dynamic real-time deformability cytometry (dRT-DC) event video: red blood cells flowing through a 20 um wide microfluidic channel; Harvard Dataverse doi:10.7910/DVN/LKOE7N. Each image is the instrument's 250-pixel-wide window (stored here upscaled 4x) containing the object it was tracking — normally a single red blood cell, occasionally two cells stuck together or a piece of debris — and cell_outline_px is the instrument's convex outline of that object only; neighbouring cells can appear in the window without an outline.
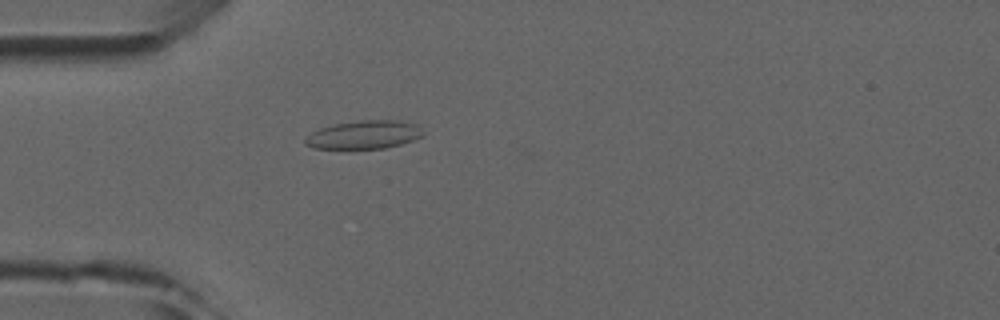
{"species": "common noctule bat (a hibernating species)", "species_latin": "Nyctalus noctula", "temperature_condition": "room temperature", "stored_images_in_passage": 2, "camera_frame_rate_fps": 3000, "um_per_image_px": 0.085, "animal": {"sex": "male", "forearm_length_mm": 52.5}, "frame": {"image": 1, "passage_image": 2, "time_ms": 1.0, "image_size_px": [1000, 320], "cell_outline_px": [[424, 136], [400, 144], [384, 148], [352, 152], [312, 148], [304, 144], [304, 140], [312, 132], [320, 128], [336, 124], [360, 120], [396, 120], [416, 124], [424, 132]], "centroid_in_image_um": [30.89, 11.51], "position_along_channel_um": 54.1, "area_um2": 20.29}}